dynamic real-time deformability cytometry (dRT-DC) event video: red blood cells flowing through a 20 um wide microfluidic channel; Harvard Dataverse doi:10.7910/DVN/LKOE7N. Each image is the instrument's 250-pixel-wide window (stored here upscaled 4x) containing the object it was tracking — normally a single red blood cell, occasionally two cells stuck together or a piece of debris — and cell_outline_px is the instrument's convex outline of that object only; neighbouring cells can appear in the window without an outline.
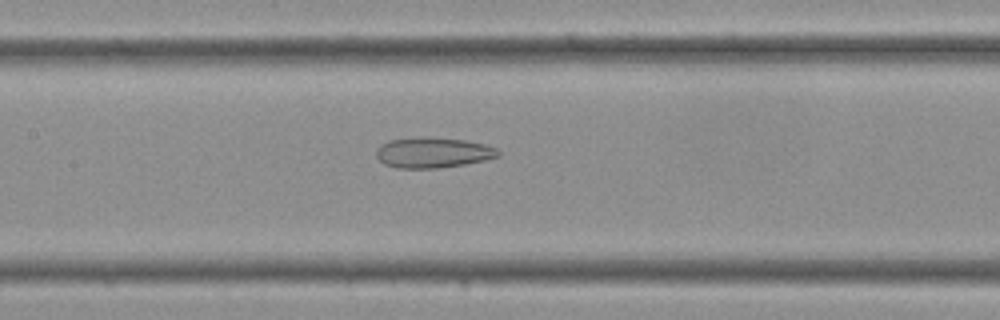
{"species": "Egyptian fruit bat (a non-hibernating species)", "species_latin": "Rousettus aegyptiacus", "temperature_condition": "cold", "stored_images_in_passage": 37, "camera_frame_rate_fps": 3000, "um_per_image_px": 0.085, "frame": {"image": 1, "passage_image": 17, "time_ms": 5.333, "image_size_px": [1000, 320], "cell_outline_px": [[500, 156], [484, 160], [464, 164], [440, 168], [396, 168], [384, 164], [376, 156], [376, 148], [380, 144], [388, 140], [464, 140], [484, 144], [496, 148], [500, 152]], "centroid_in_image_um": [36.8, 13.03], "position_along_channel_um": 170.6, "area_um2": 20.69}}
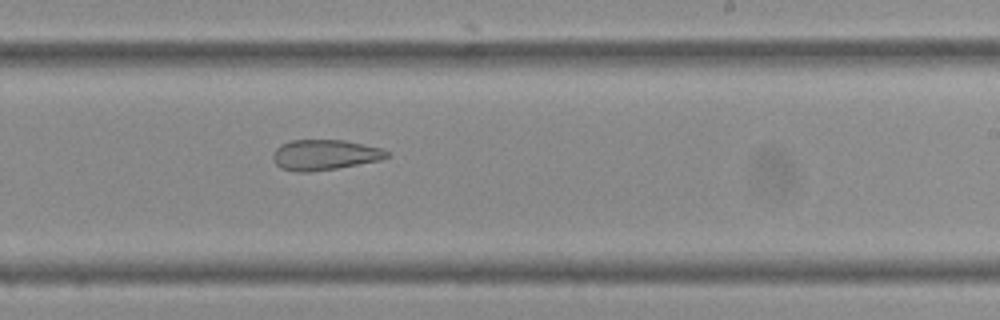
{"frame": {"image": 2, "passage_image": 22, "time_ms": 7.0, "image_size_px": [1000, 320], "cell_outline_px": [[392, 156], [380, 160], [336, 168], [308, 172], [296, 172], [280, 168], [272, 160], [272, 152], [280, 144], [292, 140], [344, 140], [380, 148], [388, 152]], "centroid_in_image_um": [27.55, 13.16], "position_along_channel_um": 261.4, "area_um2": 20.23}}
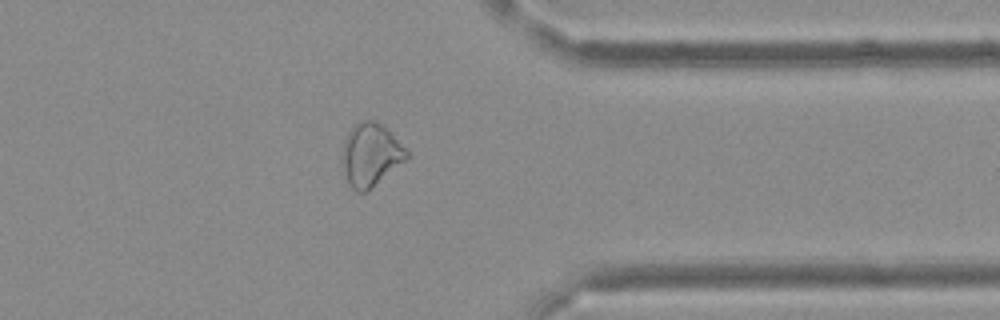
{"frame": {"image": 3, "passage_image": 29, "time_ms": 9.333, "image_size_px": [1000, 320], "cell_outline_px": [[408, 160], [368, 192], [356, 192], [352, 188], [348, 180], [340, 156], [344, 140], [348, 132], [360, 120], [376, 120], [408, 152]], "centroid_in_image_um": [31.49, 13.2], "position_along_channel_um": 379.9, "area_um2": 23.58}}